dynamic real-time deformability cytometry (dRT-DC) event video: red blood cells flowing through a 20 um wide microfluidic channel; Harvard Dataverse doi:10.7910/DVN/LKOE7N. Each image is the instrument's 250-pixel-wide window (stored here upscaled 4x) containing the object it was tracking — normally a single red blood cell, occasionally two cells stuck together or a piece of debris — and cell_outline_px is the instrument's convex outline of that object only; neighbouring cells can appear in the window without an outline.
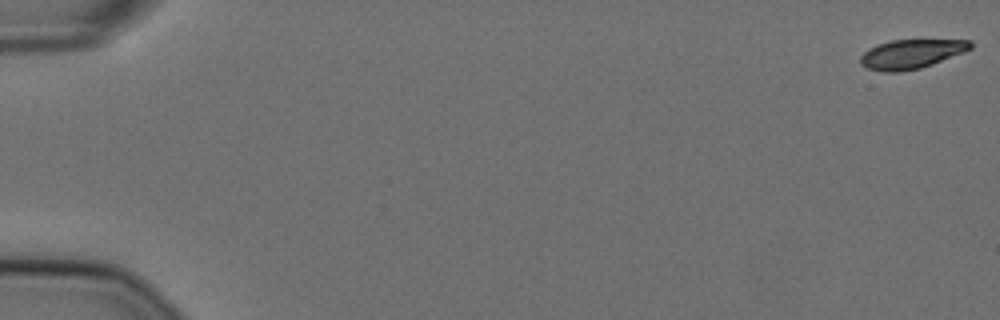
{"species": "Egyptian fruit bat (a non-hibernating species)", "species_latin": "Rousettus aegyptiacus", "temperature_condition": "cold", "stored_images_in_passage": 15, "camera_frame_rate_fps": 3000, "um_per_image_px": 0.085, "animal": {"sex": "female"}, "frame": {"image": 1, "passage_image": 1, "time_ms": 0.0, "image_size_px": [1000, 320], "cell_outline_px": [[972, 48], [964, 52], [932, 64], [920, 68], [900, 72], [884, 72], [868, 68], [860, 64], [860, 56], [868, 48], [892, 40], [972, 40]], "centroid_in_image_um": [77.45, 4.59], "position_along_channel_um": 7.6, "area_um2": 18.61}}
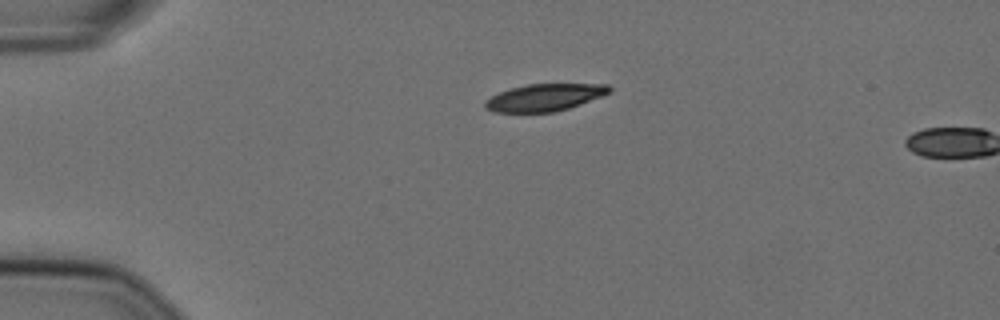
{"frame": {"image": 2, "passage_image": 14, "time_ms": 4.333, "image_size_px": [1000, 320], "cell_outline_px": [[612, 92], [580, 104], [556, 112], [492, 112], [484, 108], [484, 100], [500, 92], [512, 88], [528, 84], [608, 84], [612, 88]], "centroid_in_image_um": [46.29, 8.28], "position_along_channel_um": 38.7, "area_um2": 19.65}}